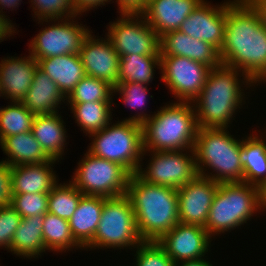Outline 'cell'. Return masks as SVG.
I'll return each instance as SVG.
<instances>
[{"instance_id": "obj_42", "label": "cell", "mask_w": 266, "mask_h": 266, "mask_svg": "<svg viewBox=\"0 0 266 266\" xmlns=\"http://www.w3.org/2000/svg\"><path fill=\"white\" fill-rule=\"evenodd\" d=\"M110 2L109 0H73V5L76 10L77 15L82 14L90 9L97 8V6L105 5V3Z\"/></svg>"}, {"instance_id": "obj_37", "label": "cell", "mask_w": 266, "mask_h": 266, "mask_svg": "<svg viewBox=\"0 0 266 266\" xmlns=\"http://www.w3.org/2000/svg\"><path fill=\"white\" fill-rule=\"evenodd\" d=\"M136 249V266H176L157 241H142Z\"/></svg>"}, {"instance_id": "obj_28", "label": "cell", "mask_w": 266, "mask_h": 266, "mask_svg": "<svg viewBox=\"0 0 266 266\" xmlns=\"http://www.w3.org/2000/svg\"><path fill=\"white\" fill-rule=\"evenodd\" d=\"M256 134L242 139L240 160L243 165V182L261 188L266 182V139Z\"/></svg>"}, {"instance_id": "obj_36", "label": "cell", "mask_w": 266, "mask_h": 266, "mask_svg": "<svg viewBox=\"0 0 266 266\" xmlns=\"http://www.w3.org/2000/svg\"><path fill=\"white\" fill-rule=\"evenodd\" d=\"M47 193L12 194L10 204L22 217L45 215L48 212Z\"/></svg>"}, {"instance_id": "obj_48", "label": "cell", "mask_w": 266, "mask_h": 266, "mask_svg": "<svg viewBox=\"0 0 266 266\" xmlns=\"http://www.w3.org/2000/svg\"><path fill=\"white\" fill-rule=\"evenodd\" d=\"M148 1H149V0H143V10L145 9L146 4H147Z\"/></svg>"}, {"instance_id": "obj_27", "label": "cell", "mask_w": 266, "mask_h": 266, "mask_svg": "<svg viewBox=\"0 0 266 266\" xmlns=\"http://www.w3.org/2000/svg\"><path fill=\"white\" fill-rule=\"evenodd\" d=\"M43 220L44 215L21 219L11 239L10 251L13 254L35 258L47 250L43 239Z\"/></svg>"}, {"instance_id": "obj_26", "label": "cell", "mask_w": 266, "mask_h": 266, "mask_svg": "<svg viewBox=\"0 0 266 266\" xmlns=\"http://www.w3.org/2000/svg\"><path fill=\"white\" fill-rule=\"evenodd\" d=\"M0 146L9 157L7 161H2L9 166L40 164L51 160L34 138L32 131L5 137Z\"/></svg>"}, {"instance_id": "obj_35", "label": "cell", "mask_w": 266, "mask_h": 266, "mask_svg": "<svg viewBox=\"0 0 266 266\" xmlns=\"http://www.w3.org/2000/svg\"><path fill=\"white\" fill-rule=\"evenodd\" d=\"M33 2V3H32ZM33 12L39 22L58 21V19L77 16L73 0H31ZM66 13V14H65ZM49 19V20H48Z\"/></svg>"}, {"instance_id": "obj_33", "label": "cell", "mask_w": 266, "mask_h": 266, "mask_svg": "<svg viewBox=\"0 0 266 266\" xmlns=\"http://www.w3.org/2000/svg\"><path fill=\"white\" fill-rule=\"evenodd\" d=\"M82 196L70 181L57 183L48 195V212L69 221Z\"/></svg>"}, {"instance_id": "obj_44", "label": "cell", "mask_w": 266, "mask_h": 266, "mask_svg": "<svg viewBox=\"0 0 266 266\" xmlns=\"http://www.w3.org/2000/svg\"><path fill=\"white\" fill-rule=\"evenodd\" d=\"M251 4L258 10L261 19L266 26V0H249Z\"/></svg>"}, {"instance_id": "obj_2", "label": "cell", "mask_w": 266, "mask_h": 266, "mask_svg": "<svg viewBox=\"0 0 266 266\" xmlns=\"http://www.w3.org/2000/svg\"><path fill=\"white\" fill-rule=\"evenodd\" d=\"M192 102L167 104L155 114L140 112L125 121L142 124L143 154L194 148L198 126Z\"/></svg>"}, {"instance_id": "obj_32", "label": "cell", "mask_w": 266, "mask_h": 266, "mask_svg": "<svg viewBox=\"0 0 266 266\" xmlns=\"http://www.w3.org/2000/svg\"><path fill=\"white\" fill-rule=\"evenodd\" d=\"M34 118L22 102L0 108V142L5 137L31 131Z\"/></svg>"}, {"instance_id": "obj_40", "label": "cell", "mask_w": 266, "mask_h": 266, "mask_svg": "<svg viewBox=\"0 0 266 266\" xmlns=\"http://www.w3.org/2000/svg\"><path fill=\"white\" fill-rule=\"evenodd\" d=\"M11 166L0 162V206L10 204L11 200Z\"/></svg>"}, {"instance_id": "obj_12", "label": "cell", "mask_w": 266, "mask_h": 266, "mask_svg": "<svg viewBox=\"0 0 266 266\" xmlns=\"http://www.w3.org/2000/svg\"><path fill=\"white\" fill-rule=\"evenodd\" d=\"M62 18L58 23L45 27L29 44L30 55L35 59L78 54L83 40L90 33L88 27ZM64 20V21H63ZM69 21V22H68ZM75 22V23H74Z\"/></svg>"}, {"instance_id": "obj_38", "label": "cell", "mask_w": 266, "mask_h": 266, "mask_svg": "<svg viewBox=\"0 0 266 266\" xmlns=\"http://www.w3.org/2000/svg\"><path fill=\"white\" fill-rule=\"evenodd\" d=\"M147 85L136 83V82H123L117 83L113 88V93H120L122 96V100L126 106H130L131 108L143 109L144 104L147 101ZM143 107V108H142Z\"/></svg>"}, {"instance_id": "obj_17", "label": "cell", "mask_w": 266, "mask_h": 266, "mask_svg": "<svg viewBox=\"0 0 266 266\" xmlns=\"http://www.w3.org/2000/svg\"><path fill=\"white\" fill-rule=\"evenodd\" d=\"M91 33L85 37L79 51L85 74L115 87L118 83L120 56L109 38L96 39Z\"/></svg>"}, {"instance_id": "obj_20", "label": "cell", "mask_w": 266, "mask_h": 266, "mask_svg": "<svg viewBox=\"0 0 266 266\" xmlns=\"http://www.w3.org/2000/svg\"><path fill=\"white\" fill-rule=\"evenodd\" d=\"M160 56L187 57L210 68H216L222 64L219 51L214 46L179 30L165 33L160 37Z\"/></svg>"}, {"instance_id": "obj_46", "label": "cell", "mask_w": 266, "mask_h": 266, "mask_svg": "<svg viewBox=\"0 0 266 266\" xmlns=\"http://www.w3.org/2000/svg\"><path fill=\"white\" fill-rule=\"evenodd\" d=\"M20 1H22V0H0V13L2 14V15H4L3 13V10L2 9H5V7H7V8H12V9H14V8H18V5H20ZM2 8V9H1Z\"/></svg>"}, {"instance_id": "obj_16", "label": "cell", "mask_w": 266, "mask_h": 266, "mask_svg": "<svg viewBox=\"0 0 266 266\" xmlns=\"http://www.w3.org/2000/svg\"><path fill=\"white\" fill-rule=\"evenodd\" d=\"M227 2L211 6L203 0L184 20L179 31L214 46L219 52L224 40Z\"/></svg>"}, {"instance_id": "obj_24", "label": "cell", "mask_w": 266, "mask_h": 266, "mask_svg": "<svg viewBox=\"0 0 266 266\" xmlns=\"http://www.w3.org/2000/svg\"><path fill=\"white\" fill-rule=\"evenodd\" d=\"M103 206V196L83 195L68 221L74 239L83 248L94 238Z\"/></svg>"}, {"instance_id": "obj_5", "label": "cell", "mask_w": 266, "mask_h": 266, "mask_svg": "<svg viewBox=\"0 0 266 266\" xmlns=\"http://www.w3.org/2000/svg\"><path fill=\"white\" fill-rule=\"evenodd\" d=\"M226 129L198 128L193 148L196 170L199 176L217 183L243 182L242 140L234 139ZM203 166L216 171V174L205 173Z\"/></svg>"}, {"instance_id": "obj_45", "label": "cell", "mask_w": 266, "mask_h": 266, "mask_svg": "<svg viewBox=\"0 0 266 266\" xmlns=\"http://www.w3.org/2000/svg\"><path fill=\"white\" fill-rule=\"evenodd\" d=\"M176 266H212L209 261L204 260L203 258L196 259V260H189L177 263Z\"/></svg>"}, {"instance_id": "obj_21", "label": "cell", "mask_w": 266, "mask_h": 266, "mask_svg": "<svg viewBox=\"0 0 266 266\" xmlns=\"http://www.w3.org/2000/svg\"><path fill=\"white\" fill-rule=\"evenodd\" d=\"M57 160L40 164L11 166V194L47 193L58 183L51 166Z\"/></svg>"}, {"instance_id": "obj_6", "label": "cell", "mask_w": 266, "mask_h": 266, "mask_svg": "<svg viewBox=\"0 0 266 266\" xmlns=\"http://www.w3.org/2000/svg\"><path fill=\"white\" fill-rule=\"evenodd\" d=\"M261 210L260 188L246 182L219 183L205 229L210 237L233 230Z\"/></svg>"}, {"instance_id": "obj_3", "label": "cell", "mask_w": 266, "mask_h": 266, "mask_svg": "<svg viewBox=\"0 0 266 266\" xmlns=\"http://www.w3.org/2000/svg\"><path fill=\"white\" fill-rule=\"evenodd\" d=\"M127 195L143 241H158L180 223L176 189L146 183L135 173L129 177Z\"/></svg>"}, {"instance_id": "obj_39", "label": "cell", "mask_w": 266, "mask_h": 266, "mask_svg": "<svg viewBox=\"0 0 266 266\" xmlns=\"http://www.w3.org/2000/svg\"><path fill=\"white\" fill-rule=\"evenodd\" d=\"M21 219L22 217L11 205L0 206V247L10 250L12 236Z\"/></svg>"}, {"instance_id": "obj_22", "label": "cell", "mask_w": 266, "mask_h": 266, "mask_svg": "<svg viewBox=\"0 0 266 266\" xmlns=\"http://www.w3.org/2000/svg\"><path fill=\"white\" fill-rule=\"evenodd\" d=\"M37 61L38 68L57 84L65 98L86 75L79 53L48 57Z\"/></svg>"}, {"instance_id": "obj_41", "label": "cell", "mask_w": 266, "mask_h": 266, "mask_svg": "<svg viewBox=\"0 0 266 266\" xmlns=\"http://www.w3.org/2000/svg\"><path fill=\"white\" fill-rule=\"evenodd\" d=\"M116 2L119 6L118 13H141L143 11V0H117Z\"/></svg>"}, {"instance_id": "obj_25", "label": "cell", "mask_w": 266, "mask_h": 266, "mask_svg": "<svg viewBox=\"0 0 266 266\" xmlns=\"http://www.w3.org/2000/svg\"><path fill=\"white\" fill-rule=\"evenodd\" d=\"M64 121L58 113L35 115L32 133L42 146L44 152L58 161L64 155L66 143V129Z\"/></svg>"}, {"instance_id": "obj_14", "label": "cell", "mask_w": 266, "mask_h": 266, "mask_svg": "<svg viewBox=\"0 0 266 266\" xmlns=\"http://www.w3.org/2000/svg\"><path fill=\"white\" fill-rule=\"evenodd\" d=\"M219 183L197 175L177 189L180 223L205 228L209 210Z\"/></svg>"}, {"instance_id": "obj_1", "label": "cell", "mask_w": 266, "mask_h": 266, "mask_svg": "<svg viewBox=\"0 0 266 266\" xmlns=\"http://www.w3.org/2000/svg\"><path fill=\"white\" fill-rule=\"evenodd\" d=\"M223 65L242 70L243 85L266 77V26L249 0L227 1L224 40L219 52Z\"/></svg>"}, {"instance_id": "obj_18", "label": "cell", "mask_w": 266, "mask_h": 266, "mask_svg": "<svg viewBox=\"0 0 266 266\" xmlns=\"http://www.w3.org/2000/svg\"><path fill=\"white\" fill-rule=\"evenodd\" d=\"M203 0H149L141 12L146 22L161 37L179 30L184 20Z\"/></svg>"}, {"instance_id": "obj_13", "label": "cell", "mask_w": 266, "mask_h": 266, "mask_svg": "<svg viewBox=\"0 0 266 266\" xmlns=\"http://www.w3.org/2000/svg\"><path fill=\"white\" fill-rule=\"evenodd\" d=\"M210 67L182 56H161V80L179 102H193L201 93Z\"/></svg>"}, {"instance_id": "obj_7", "label": "cell", "mask_w": 266, "mask_h": 266, "mask_svg": "<svg viewBox=\"0 0 266 266\" xmlns=\"http://www.w3.org/2000/svg\"><path fill=\"white\" fill-rule=\"evenodd\" d=\"M110 124L89 135L93 141L87 151L94 156L120 164L131 175L137 173L142 167V124L125 120L111 126Z\"/></svg>"}, {"instance_id": "obj_29", "label": "cell", "mask_w": 266, "mask_h": 266, "mask_svg": "<svg viewBox=\"0 0 266 266\" xmlns=\"http://www.w3.org/2000/svg\"><path fill=\"white\" fill-rule=\"evenodd\" d=\"M160 69V55H122L119 62L118 83L136 82L149 85L154 68Z\"/></svg>"}, {"instance_id": "obj_15", "label": "cell", "mask_w": 266, "mask_h": 266, "mask_svg": "<svg viewBox=\"0 0 266 266\" xmlns=\"http://www.w3.org/2000/svg\"><path fill=\"white\" fill-rule=\"evenodd\" d=\"M157 242L177 264L204 257L209 250L211 237L203 227L178 223Z\"/></svg>"}, {"instance_id": "obj_47", "label": "cell", "mask_w": 266, "mask_h": 266, "mask_svg": "<svg viewBox=\"0 0 266 266\" xmlns=\"http://www.w3.org/2000/svg\"><path fill=\"white\" fill-rule=\"evenodd\" d=\"M261 209H266V182L260 188Z\"/></svg>"}, {"instance_id": "obj_11", "label": "cell", "mask_w": 266, "mask_h": 266, "mask_svg": "<svg viewBox=\"0 0 266 266\" xmlns=\"http://www.w3.org/2000/svg\"><path fill=\"white\" fill-rule=\"evenodd\" d=\"M177 151H151L152 158L144 170L140 167L137 175L146 183L179 189L197 175L194 149L190 154ZM146 169V170H145Z\"/></svg>"}, {"instance_id": "obj_30", "label": "cell", "mask_w": 266, "mask_h": 266, "mask_svg": "<svg viewBox=\"0 0 266 266\" xmlns=\"http://www.w3.org/2000/svg\"><path fill=\"white\" fill-rule=\"evenodd\" d=\"M112 102L69 103L76 123L86 135L105 128L111 122Z\"/></svg>"}, {"instance_id": "obj_9", "label": "cell", "mask_w": 266, "mask_h": 266, "mask_svg": "<svg viewBox=\"0 0 266 266\" xmlns=\"http://www.w3.org/2000/svg\"><path fill=\"white\" fill-rule=\"evenodd\" d=\"M130 176L120 164L86 152L70 182L83 195L108 198L127 194Z\"/></svg>"}, {"instance_id": "obj_31", "label": "cell", "mask_w": 266, "mask_h": 266, "mask_svg": "<svg viewBox=\"0 0 266 266\" xmlns=\"http://www.w3.org/2000/svg\"><path fill=\"white\" fill-rule=\"evenodd\" d=\"M43 239L47 250L66 251L83 247L74 239L68 220L47 212L43 220Z\"/></svg>"}, {"instance_id": "obj_10", "label": "cell", "mask_w": 266, "mask_h": 266, "mask_svg": "<svg viewBox=\"0 0 266 266\" xmlns=\"http://www.w3.org/2000/svg\"><path fill=\"white\" fill-rule=\"evenodd\" d=\"M120 15V19L110 23L107 34L118 55H160V37L144 16L141 13Z\"/></svg>"}, {"instance_id": "obj_43", "label": "cell", "mask_w": 266, "mask_h": 266, "mask_svg": "<svg viewBox=\"0 0 266 266\" xmlns=\"http://www.w3.org/2000/svg\"><path fill=\"white\" fill-rule=\"evenodd\" d=\"M10 21V19L0 13V42L15 33L14 25Z\"/></svg>"}, {"instance_id": "obj_4", "label": "cell", "mask_w": 266, "mask_h": 266, "mask_svg": "<svg viewBox=\"0 0 266 266\" xmlns=\"http://www.w3.org/2000/svg\"><path fill=\"white\" fill-rule=\"evenodd\" d=\"M238 72L242 71L223 64L210 69L201 93L192 102L196 103L192 105L198 128H227L231 124L244 100Z\"/></svg>"}, {"instance_id": "obj_23", "label": "cell", "mask_w": 266, "mask_h": 266, "mask_svg": "<svg viewBox=\"0 0 266 266\" xmlns=\"http://www.w3.org/2000/svg\"><path fill=\"white\" fill-rule=\"evenodd\" d=\"M65 100L57 84L37 68L32 84L22 103L34 115H43L58 113L59 104Z\"/></svg>"}, {"instance_id": "obj_8", "label": "cell", "mask_w": 266, "mask_h": 266, "mask_svg": "<svg viewBox=\"0 0 266 266\" xmlns=\"http://www.w3.org/2000/svg\"><path fill=\"white\" fill-rule=\"evenodd\" d=\"M143 240L139 236L132 202L127 194L104 197L101 218L93 240L85 247L136 248Z\"/></svg>"}, {"instance_id": "obj_19", "label": "cell", "mask_w": 266, "mask_h": 266, "mask_svg": "<svg viewBox=\"0 0 266 266\" xmlns=\"http://www.w3.org/2000/svg\"><path fill=\"white\" fill-rule=\"evenodd\" d=\"M38 61L27 57H5L0 62V92L12 102H22L32 84Z\"/></svg>"}, {"instance_id": "obj_34", "label": "cell", "mask_w": 266, "mask_h": 266, "mask_svg": "<svg viewBox=\"0 0 266 266\" xmlns=\"http://www.w3.org/2000/svg\"><path fill=\"white\" fill-rule=\"evenodd\" d=\"M113 88L104 80L85 75L66 100L68 103L112 102Z\"/></svg>"}]
</instances>
